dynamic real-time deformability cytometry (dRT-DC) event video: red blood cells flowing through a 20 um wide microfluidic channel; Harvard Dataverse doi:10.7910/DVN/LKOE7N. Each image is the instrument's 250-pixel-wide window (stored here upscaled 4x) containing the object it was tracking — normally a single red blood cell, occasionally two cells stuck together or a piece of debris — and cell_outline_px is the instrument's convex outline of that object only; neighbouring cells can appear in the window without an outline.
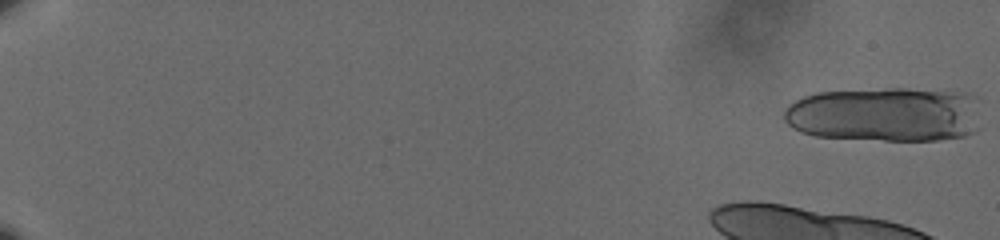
{"species": "human", "species_latin": "Homo sapiens", "temperature_condition": "cold", "stored_images_in_passage": 43, "camera_frame_rate_fps": 3000, "um_per_image_px": 0.085, "donor": {"sex": "male"}, "frame": {"image": 1, "passage_image": 1, "time_ms": 0.0, "image_size_px": [1000, 240], "cell_outline_px": [[980, 128], [976, 132], [964, 136], [936, 140], [884, 140], [812, 136], [800, 132], [792, 128], [784, 120], [784, 108], [788, 104], [804, 96], [816, 92], [888, 88], [908, 88], [964, 92], [980, 96]], "centroid_in_image_um": [75.31, 9.71], "position_along_channel_um": 9.7, "area_um2": 64.39}}
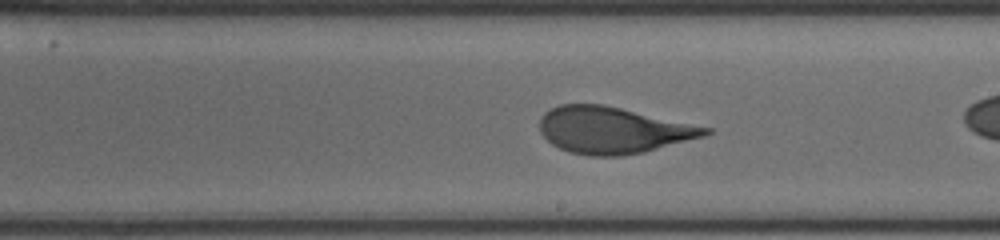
{"frame": {"image": 2, "passage_image": 34, "time_ms": 11.0, "image_size_px": [1000, 240], "cell_outline_px": [[712, 132], [704, 136], [644, 152], [620, 156], [588, 156], [568, 152], [552, 144], [540, 132], [540, 116], [544, 112], [560, 104], [600, 104], [620, 108], [712, 128]], "centroid_in_image_um": [52.07, 11.07], "position_along_channel_um": 236.9, "area_um2": 44.68}}
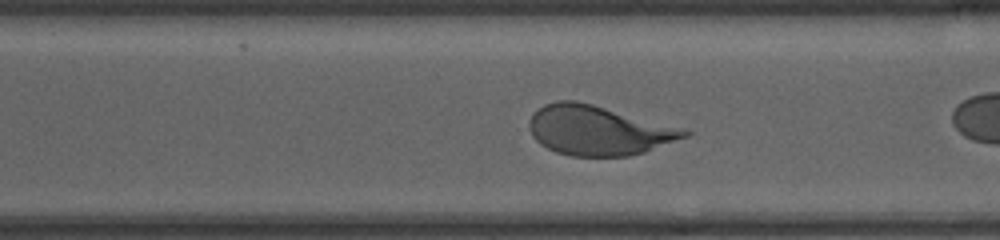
{"frame": {"image": 3, "passage_image": 41, "time_ms": 13.333, "image_size_px": [1000, 240], "cell_outline_px": [[692, 132], [688, 136], [644, 152], [628, 156], [572, 156], [556, 152], [540, 144], [532, 136], [528, 128], [528, 124], [532, 112], [544, 104], [556, 100], [576, 100], [688, 128]], "centroid_in_image_um": [50.87, 11.06], "position_along_channel_um": 319.7, "area_um2": 45.32}}